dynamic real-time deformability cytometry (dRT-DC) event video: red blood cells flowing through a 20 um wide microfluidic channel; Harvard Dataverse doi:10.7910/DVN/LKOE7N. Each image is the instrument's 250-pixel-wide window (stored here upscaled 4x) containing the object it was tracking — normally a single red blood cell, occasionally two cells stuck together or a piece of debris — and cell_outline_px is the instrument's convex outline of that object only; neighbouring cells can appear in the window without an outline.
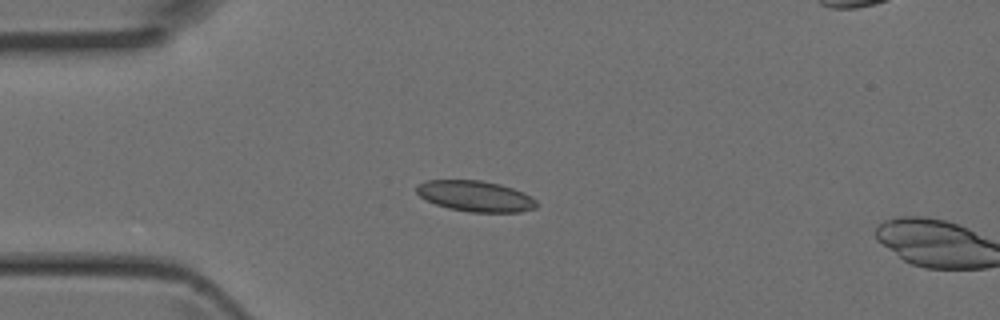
{"species": "Egyptian fruit bat (a non-hibernating species)", "species_latin": "Rousettus aegyptiacus", "temperature_condition": "room temperature", "stored_images_in_passage": 5, "camera_frame_rate_fps": 3000, "um_per_image_px": 0.085, "animal": {"sex": "female"}, "frame": {"image": 1, "passage_image": 4, "time_ms": 1.0, "image_size_px": [1000, 320], "cell_outline_px": [[536, 208], [520, 212], [468, 212], [448, 208], [436, 204], [420, 196], [416, 192], [416, 184], [428, 180], [480, 180], [500, 184], [524, 192], [532, 196], [536, 200]], "centroid_in_image_um": [40.42, 16.67], "position_along_channel_um": 44.6, "area_um2": 21.62}}